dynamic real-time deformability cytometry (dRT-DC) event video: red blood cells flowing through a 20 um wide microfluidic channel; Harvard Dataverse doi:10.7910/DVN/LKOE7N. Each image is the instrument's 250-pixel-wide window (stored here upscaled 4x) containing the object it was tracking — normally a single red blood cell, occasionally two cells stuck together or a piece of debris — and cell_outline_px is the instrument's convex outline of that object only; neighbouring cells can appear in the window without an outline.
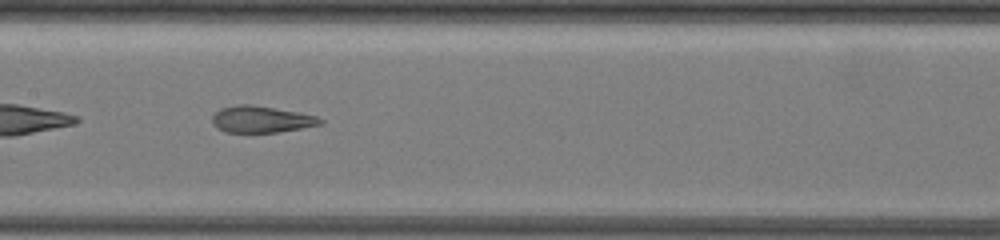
{"species": "common noctule bat (a hibernating species)", "species_latin": "Nyctalus noctula", "temperature_condition": "warm", "stored_images_in_passage": 37, "segment_of_instrument_passage": [2, 2], "camera_frame_rate_fps": 3000, "um_per_image_px": 0.085, "animal": {"sex": "female", "body_mass_g": 19.5, "forearm_length_mm": 54.1}, "frame": {"image": 1, "passage_image": 17, "time_ms": 8.0, "image_size_px": [1000, 240], "cell_outline_px": [[324, 124], [276, 132], [224, 132], [216, 128], [212, 124], [212, 116], [220, 108], [236, 104], [252, 104], [300, 112], [316, 116], [324, 120]], "centroid_in_image_um": [22.19, 10.13], "position_along_channel_um": 185.2, "area_um2": 16.94}}
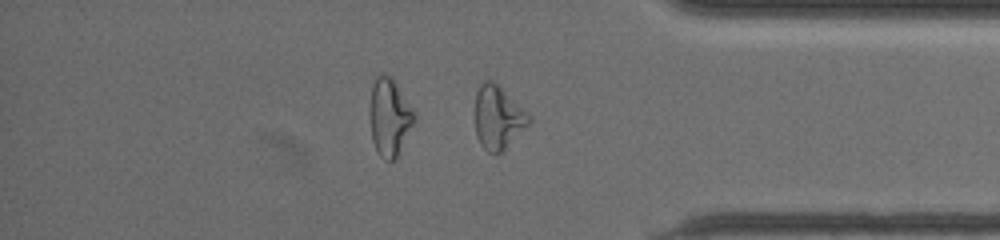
{"frame": {"image": 2, "passage_image": 31, "time_ms": 14.0, "image_size_px": [1000, 240], "cell_outline_px": [[532, 120], [496, 156], [488, 152], [480, 144], [476, 136], [476, 92], [480, 84], [484, 80], [492, 80], [528, 112], [532, 116]], "centroid_in_image_um": [42.32, 9.98], "position_along_channel_um": 392.9, "area_um2": 19.59}}
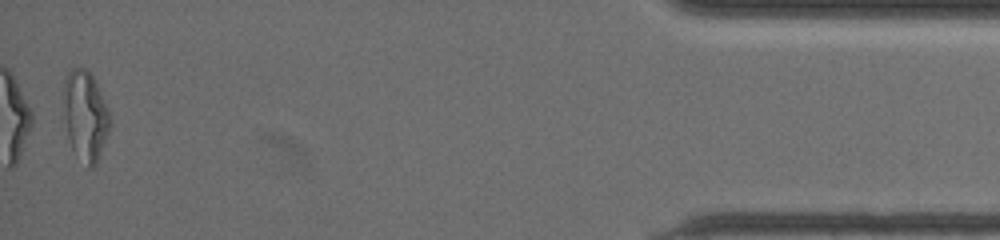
{"frame": {"image": 3, "passage_image": 36, "time_ms": 16.667, "image_size_px": [1000, 240], "cell_outline_px": [[112, 124], [96, 164], [92, 168], [88, 168], [72, 148], [68, 136], [64, 112], [64, 80], [68, 72], [72, 68], [84, 68], [92, 76], [108, 108], [112, 120]], "centroid_in_image_um": [7.27, 9.84], "position_along_channel_um": 427.9, "area_um2": 24.04}}